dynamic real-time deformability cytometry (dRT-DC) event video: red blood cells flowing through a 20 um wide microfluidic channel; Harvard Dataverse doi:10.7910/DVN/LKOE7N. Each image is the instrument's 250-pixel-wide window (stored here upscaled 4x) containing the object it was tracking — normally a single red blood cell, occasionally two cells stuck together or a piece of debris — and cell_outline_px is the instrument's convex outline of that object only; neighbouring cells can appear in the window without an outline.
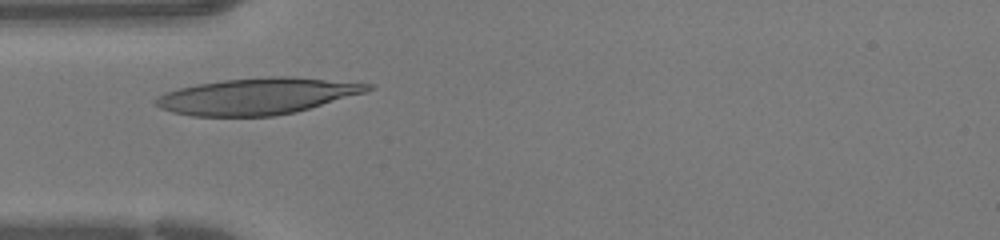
{"species": "human", "species_latin": "Homo sapiens", "temperature_condition": "warm", "stored_images_in_passage": 26, "camera_frame_rate_fps": 3000, "um_per_image_px": 0.085, "donor": {"sex": "female"}, "frame": {"image": 1, "passage_image": 1, "time_ms": 0.0, "image_size_px": [1000, 240], "cell_outline_px": [[376, 88], [364, 92], [296, 112], [272, 116], [192, 116], [172, 112], [160, 108], [152, 100], [168, 92], [180, 88], [196, 84], [224, 80], [268, 76], [288, 76], [376, 84]], "centroid_in_image_um": [21.88, 8.17], "position_along_channel_um": 63.1, "area_um2": 44.68}}
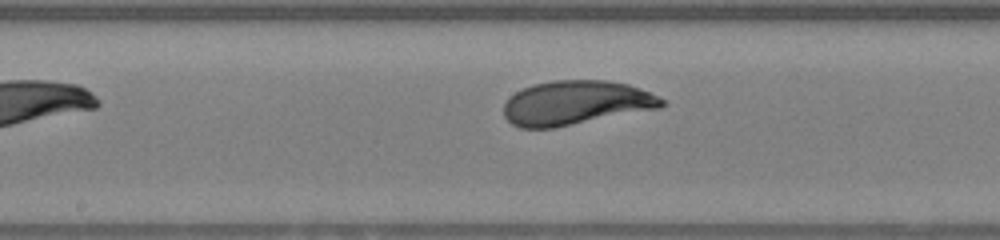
{"frame": {"image": 2, "passage_image": 10, "time_ms": 3.0, "image_size_px": [1000, 240], "cell_outline_px": [[668, 104], [660, 108], [552, 128], [520, 128], [512, 124], [504, 116], [504, 104], [516, 92], [532, 84], [552, 80], [604, 80], [628, 84], [640, 88], [660, 96]], "centroid_in_image_um": [48.97, 8.74], "position_along_channel_um": 199.2, "area_um2": 40.69}}
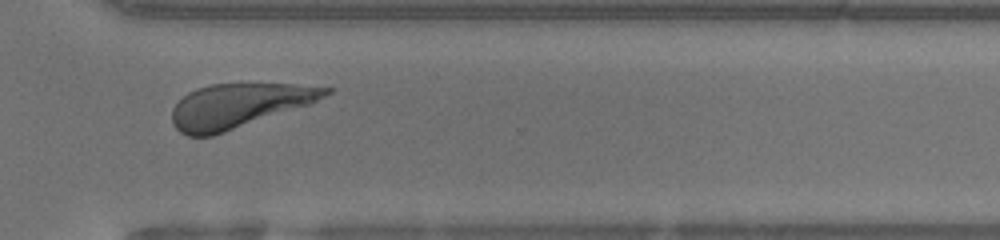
{"frame": {"image": 3, "passage_image": 20, "time_ms": 6.333, "image_size_px": [1000, 240], "cell_outline_px": [[332, 92], [312, 104], [212, 136], [188, 136], [180, 132], [172, 124], [172, 108], [188, 92], [212, 84], [292, 84], [332, 88]], "centroid_in_image_um": [20.31, 8.99], "position_along_channel_um": 350.3, "area_um2": 39.36}}